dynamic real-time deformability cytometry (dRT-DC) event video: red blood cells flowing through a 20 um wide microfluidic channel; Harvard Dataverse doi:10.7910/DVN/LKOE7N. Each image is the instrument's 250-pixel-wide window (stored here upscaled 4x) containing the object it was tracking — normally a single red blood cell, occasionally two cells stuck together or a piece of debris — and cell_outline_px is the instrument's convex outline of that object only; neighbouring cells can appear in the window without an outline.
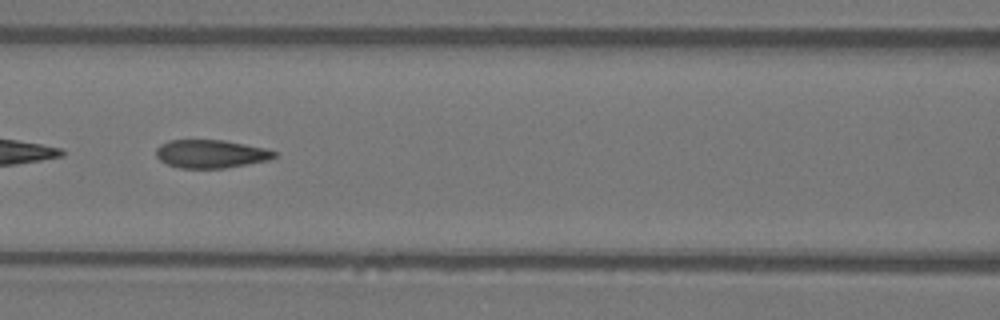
{"species": "Egyptian fruit bat (a non-hibernating species)", "species_latin": "Rousettus aegyptiacus", "temperature_condition": "warm", "stored_images_in_passage": 54, "segment_of_instrument_passage": [2, 2], "camera_frame_rate_fps": 3000, "um_per_image_px": 0.085, "animal": {"sex": "female"}, "frame": {"image": 1, "passage_image": 23, "time_ms": 7.333, "image_size_px": [1000, 320], "cell_outline_px": [[276, 156], [268, 160], [224, 168], [180, 168], [168, 164], [160, 160], [156, 156], [156, 148], [160, 144], [168, 140], [224, 140], [264, 148], [276, 152]], "centroid_in_image_um": [17.88, 13.07], "position_along_channel_um": 148.7, "area_um2": 19.31}}
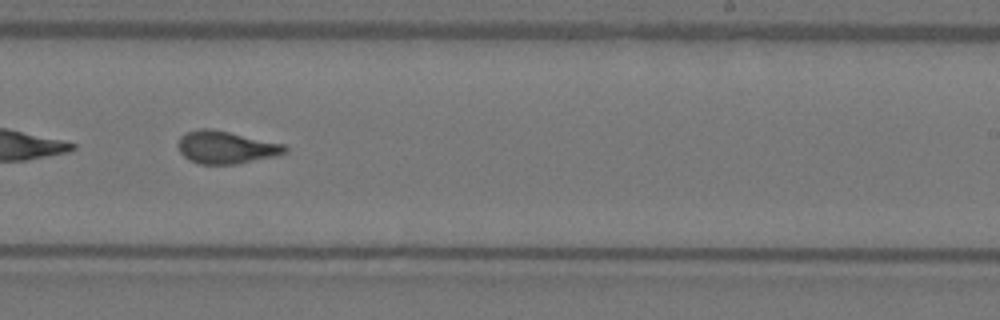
{"frame": {"image": 2, "passage_image": 33, "time_ms": 10.667, "image_size_px": [1000, 320], "cell_outline_px": [[288, 152], [276, 156], [236, 164], [200, 164], [188, 160], [180, 152], [176, 144], [180, 136], [188, 132], [200, 128], [212, 128], [284, 144], [288, 148]], "centroid_in_image_um": [19.19, 12.52], "position_along_channel_um": 269.8, "area_um2": 20.46}}
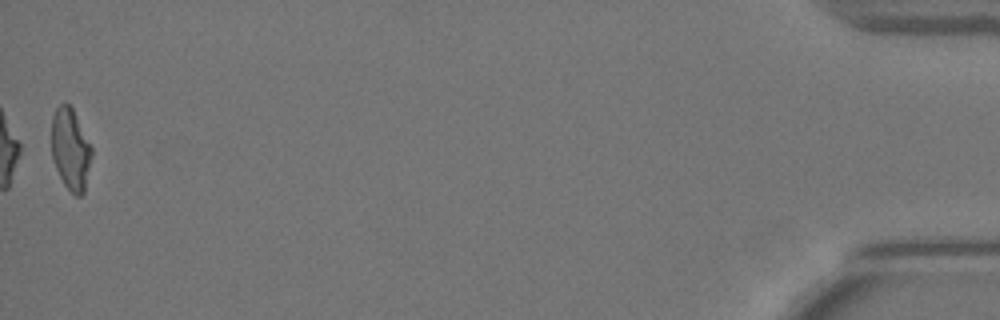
{"frame": {"image": 3, "passage_image": 54, "time_ms": 17.667, "image_size_px": [1000, 320], "cell_outline_px": [[92, 156], [84, 192], [80, 196], [76, 196], [64, 184], [56, 168], [52, 156], [52, 116], [56, 108], [64, 100], [72, 108], [92, 148]], "centroid_in_image_um": [5.99, 12.67], "position_along_channel_um": 429.2, "area_um2": 18.9}}